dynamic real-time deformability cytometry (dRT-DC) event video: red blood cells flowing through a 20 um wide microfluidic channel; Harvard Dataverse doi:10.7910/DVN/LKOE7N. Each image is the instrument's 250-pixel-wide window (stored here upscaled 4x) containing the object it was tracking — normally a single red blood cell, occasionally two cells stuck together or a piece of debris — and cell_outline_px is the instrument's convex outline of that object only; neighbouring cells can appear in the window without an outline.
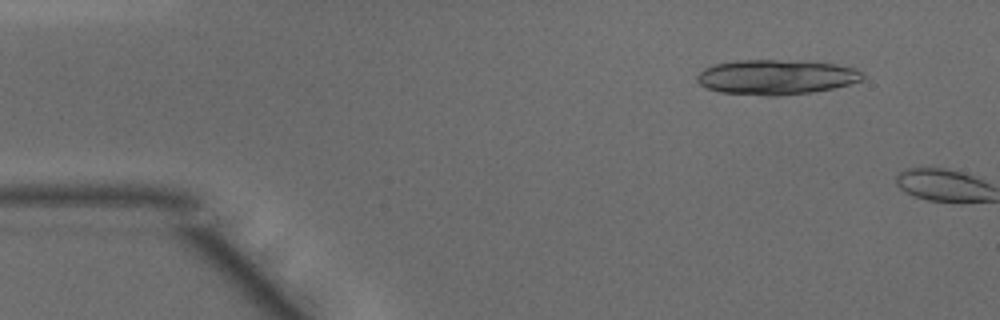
{"species": "common noctule bat (a hibernating species)", "species_latin": "Nyctalus noctula", "temperature_condition": "warm", "stored_images_in_passage": 7, "camera_frame_rate_fps": 3000, "um_per_image_px": 0.085, "animal": {"sex": "male", "body_mass_g": 15.6}, "frame": {"image": 1, "passage_image": 5, "time_ms": 1.333, "image_size_px": [1000, 320], "cell_outline_px": [[864, 80], [832, 88], [812, 92], [780, 96], [764, 96], [720, 92], [708, 88], [700, 84], [696, 80], [696, 76], [704, 68], [716, 64], [736, 60], [808, 60], [836, 64], [856, 68], [864, 72]], "centroid_in_image_um": [66.01, 6.54], "position_along_channel_um": 19.0, "area_um2": 34.1}}